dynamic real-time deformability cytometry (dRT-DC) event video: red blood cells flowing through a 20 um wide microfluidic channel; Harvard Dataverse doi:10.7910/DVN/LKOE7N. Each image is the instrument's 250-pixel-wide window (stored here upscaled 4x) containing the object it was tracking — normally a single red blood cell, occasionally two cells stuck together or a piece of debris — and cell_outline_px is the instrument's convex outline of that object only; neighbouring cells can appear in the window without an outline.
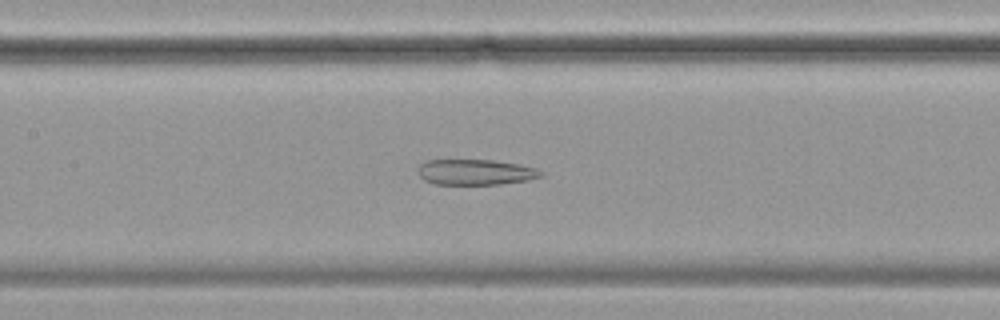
{"species": "common noctule bat (a hibernating species)", "species_latin": "Nyctalus noctula", "temperature_condition": "cold", "stored_images_in_passage": 49, "camera_frame_rate_fps": 3000, "um_per_image_px": 0.085, "animal": {"sex": "female", "body_mass_g": 19.9}, "frame": {"image": 1, "passage_image": 18, "time_ms": 5.667, "image_size_px": [1000, 320], "cell_outline_px": [[544, 176], [528, 180], [500, 184], [436, 184], [424, 180], [420, 176], [420, 164], [428, 160], [492, 160], [516, 164], [536, 168], [544, 172]], "centroid_in_image_um": [40.46, 14.63], "position_along_channel_um": 166.9, "area_um2": 18.15}}
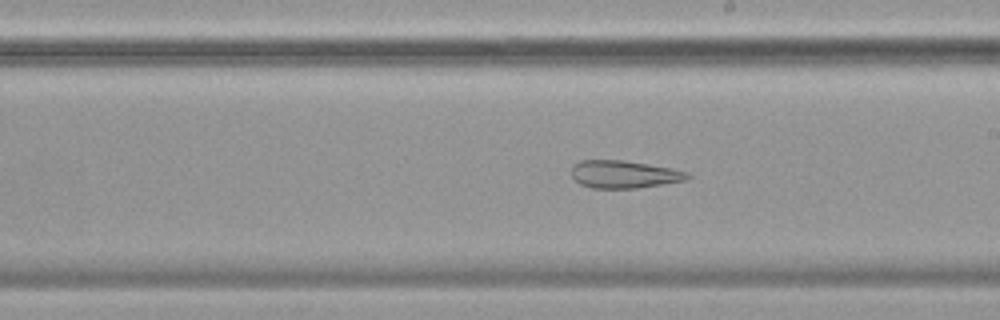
{"frame": {"image": 2, "passage_image": 24, "time_ms": 7.667, "image_size_px": [1000, 320], "cell_outline_px": [[692, 176], [688, 180], [664, 184], [636, 188], [592, 188], [580, 184], [572, 176], [572, 164], [580, 160], [624, 160], [672, 168], [688, 172]], "centroid_in_image_um": [53.07, 14.81], "position_along_channel_um": 235.9, "area_um2": 18.84}}
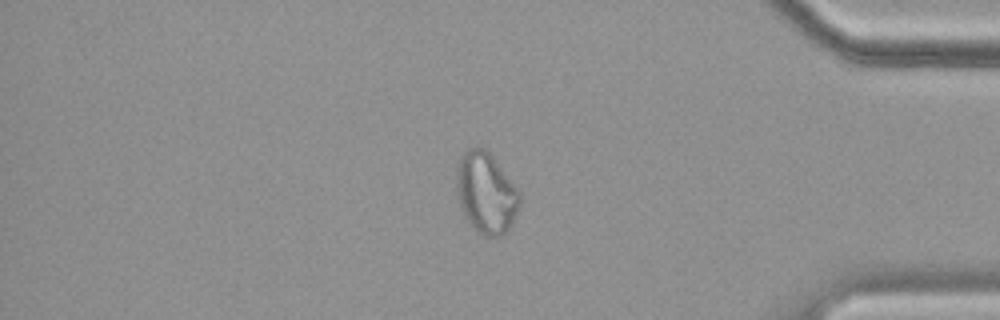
{"frame": {"image": 3, "passage_image": 40, "time_ms": 13.0, "image_size_px": [1000, 320], "cell_outline_px": [[520, 204], [512, 224], [500, 236], [488, 236], [476, 232], [472, 228], [464, 216], [460, 204], [456, 188], [456, 168], [460, 156], [468, 148], [484, 148], [492, 156], [520, 192]], "centroid_in_image_um": [41.29, 16.4], "position_along_channel_um": 393.9, "area_um2": 29.71}, "authors_computed_cell_mechanics": {"area_um2": 26.299, "velocity_mm_per_s": 3.4738, "shape_relaxation_time_tau1_ms": null, "shape_relaxation_time_tau2_ms": 3.9979, "deformation_change_tau1": null, "deformation_change_tau2": 0.1221}}